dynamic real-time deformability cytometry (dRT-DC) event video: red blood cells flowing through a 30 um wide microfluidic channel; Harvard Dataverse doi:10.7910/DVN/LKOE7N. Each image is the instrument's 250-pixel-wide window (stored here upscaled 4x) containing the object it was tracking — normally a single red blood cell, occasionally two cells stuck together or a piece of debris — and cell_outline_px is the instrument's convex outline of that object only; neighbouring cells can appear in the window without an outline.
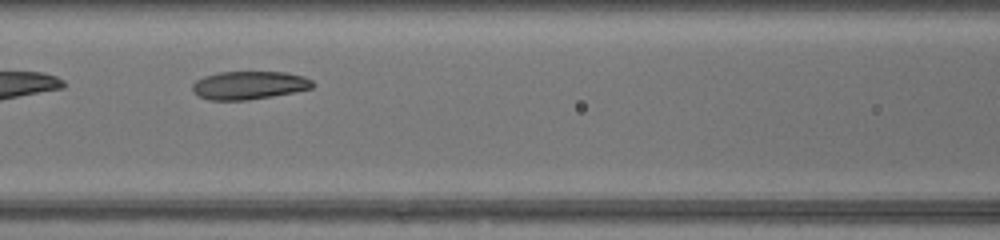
{"species": "common noctule bat (a hibernating species)", "species_latin": "Nyctalus noctula", "temperature_condition": "warm", "stored_images_in_passage": 20, "camera_frame_rate_fps": 3000, "um_per_image_px": 0.085, "animal": {"sex": "female", "body_mass_g": 17.0, "forearm_length_mm": 48.0}, "frame": {"image": 1, "passage_image": 6, "time_ms": 1.667, "image_size_px": [1000, 240], "cell_outline_px": [[312, 88], [272, 96], [248, 100], [208, 100], [196, 96], [192, 92], [192, 84], [196, 80], [204, 76], [220, 72], [288, 72], [304, 76], [312, 80]], "centroid_in_image_um": [21.12, 7.25], "position_along_channel_um": 145.5, "area_um2": 19.83}}
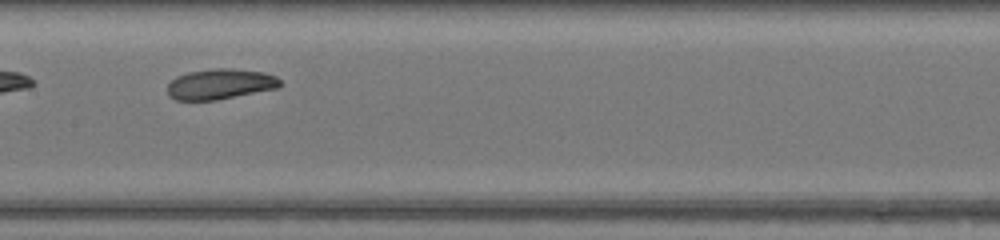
{"frame": {"image": 2, "passage_image": 9, "time_ms": 2.667, "image_size_px": [1000, 240], "cell_outline_px": [[280, 84], [276, 88], [216, 100], [176, 100], [168, 96], [168, 84], [176, 76], [188, 72], [216, 68], [232, 68], [264, 72], [276, 76], [280, 80]], "centroid_in_image_um": [18.68, 7.14], "position_along_channel_um": 188.7, "area_um2": 19.88}}
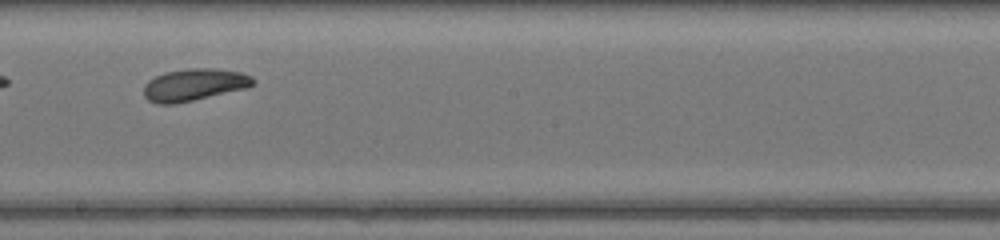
{"frame": {"image": 3, "passage_image": 12, "time_ms": 3.667, "image_size_px": [1000, 240], "cell_outline_px": [[256, 80], [248, 88], [192, 100], [172, 104], [156, 104], [148, 100], [144, 96], [144, 84], [148, 80], [164, 72], [188, 68], [212, 68], [240, 72], [252, 76]], "centroid_in_image_um": [16.49, 7.2], "position_along_channel_um": 231.7, "area_um2": 20.46}}